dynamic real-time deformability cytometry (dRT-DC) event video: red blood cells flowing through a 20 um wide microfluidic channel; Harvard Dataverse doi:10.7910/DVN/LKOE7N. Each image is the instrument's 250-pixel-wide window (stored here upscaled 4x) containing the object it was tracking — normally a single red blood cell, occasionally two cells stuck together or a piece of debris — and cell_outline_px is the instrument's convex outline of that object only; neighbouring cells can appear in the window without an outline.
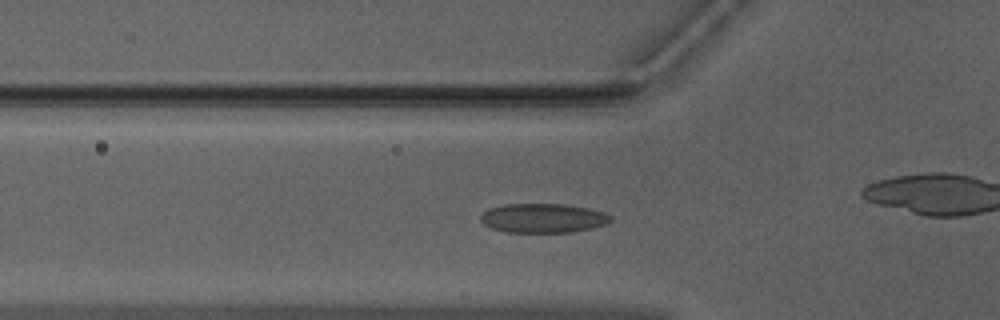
{"species": "Egyptian fruit bat (a non-hibernating species)", "species_latin": "Rousettus aegyptiacus", "temperature_condition": "warm", "stored_images_in_passage": 53, "camera_frame_rate_fps": 3000, "um_per_image_px": 0.085, "animal": {"sex": "male"}, "frame": {"image": 1, "passage_image": 18, "time_ms": 5.667, "image_size_px": [1000, 320], "cell_outline_px": [[612, 220], [608, 224], [592, 228], [572, 232], [504, 232], [492, 228], [484, 224], [480, 220], [480, 216], [488, 208], [504, 204], [564, 204], [588, 208], [604, 212], [612, 216]], "centroid_in_image_um": [46.17, 18.54], "position_along_channel_um": 79.6, "area_um2": 22.31}}
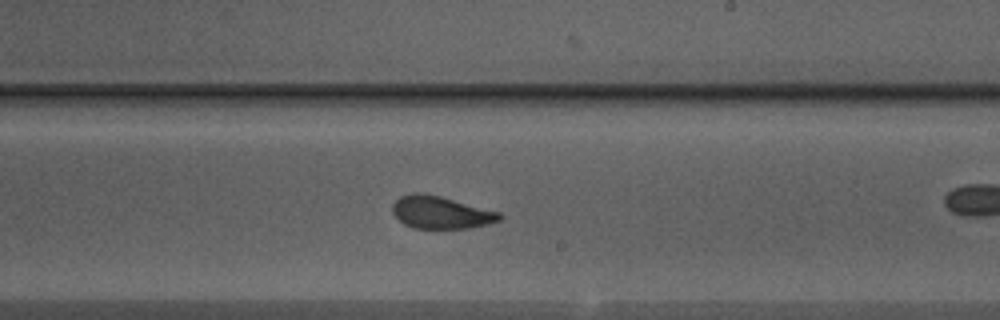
{"frame": {"image": 2, "passage_image": 31, "time_ms": 10.0, "image_size_px": [1000, 320], "cell_outline_px": [[504, 216], [500, 220], [468, 228], [412, 228], [404, 224], [392, 212], [392, 204], [400, 196], [412, 192], [424, 192], [440, 196], [500, 212]], "centroid_in_image_um": [37.44, 18.04], "position_along_channel_um": 251.6, "area_um2": 20.23}}
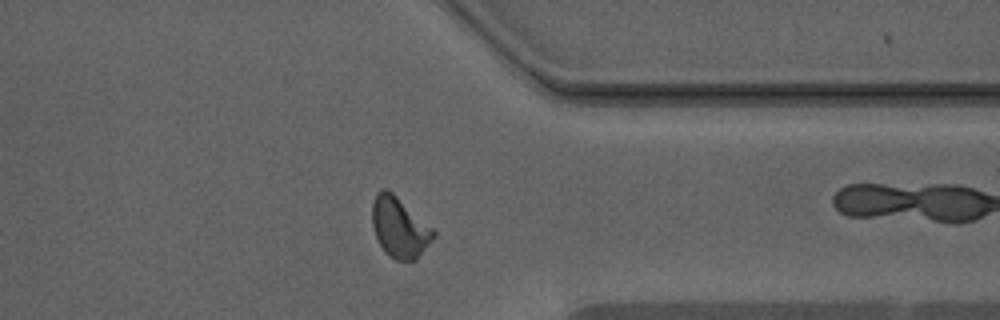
{"frame": {"image": 3, "passage_image": 41, "time_ms": 13.333, "image_size_px": [1000, 320], "cell_outline_px": [[436, 236], [416, 260], [396, 260], [388, 256], [384, 252], [376, 236], [372, 224], [372, 204], [376, 192], [384, 188], [388, 188], [432, 228], [436, 232]], "centroid_in_image_um": [33.95, 19.33], "position_along_channel_um": 377.5, "area_um2": 21.5}, "authors_computed_cell_mechanics": {"area_um2": 20.9814, "velocity_mm_per_s": 3.9549, "shape_relaxation_time_tau1_ms": 4.6203, "shape_relaxation_time_tau2_ms": 1.2341, "deformation_change_tau1": 0.1458, "deformation_change_tau2": 0.065}}